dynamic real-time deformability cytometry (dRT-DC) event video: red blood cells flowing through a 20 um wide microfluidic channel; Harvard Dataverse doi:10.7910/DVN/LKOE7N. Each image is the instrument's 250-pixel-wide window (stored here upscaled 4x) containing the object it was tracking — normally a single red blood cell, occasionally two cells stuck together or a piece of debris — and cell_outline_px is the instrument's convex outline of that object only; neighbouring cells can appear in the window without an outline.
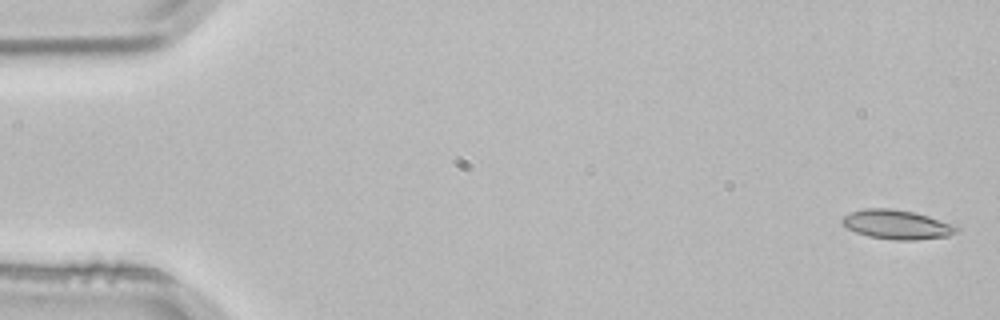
{"species": "common noctule bat (a hibernating species)", "species_latin": "Nyctalus noctula", "temperature_condition": "room temperature", "stored_images_in_passage": 4, "camera_frame_rate_fps": 3000, "um_per_image_px": 0.085, "animal": {"sex": "male", "body_mass_g": 21.5, "forearm_length_mm": 52.0}, "frame": {"image": 1, "passage_image": 1, "time_ms": 0.0, "image_size_px": [1000, 320], "cell_outline_px": [[960, 228], [956, 232], [948, 236], [912, 240], [896, 240], [868, 236], [856, 232], [848, 228], [840, 220], [844, 216], [852, 212], [864, 208], [892, 208], [912, 212], [928, 216], [956, 224]], "centroid_in_image_um": [76.26, 19.08], "position_along_channel_um": 8.7, "area_um2": 19.42}}
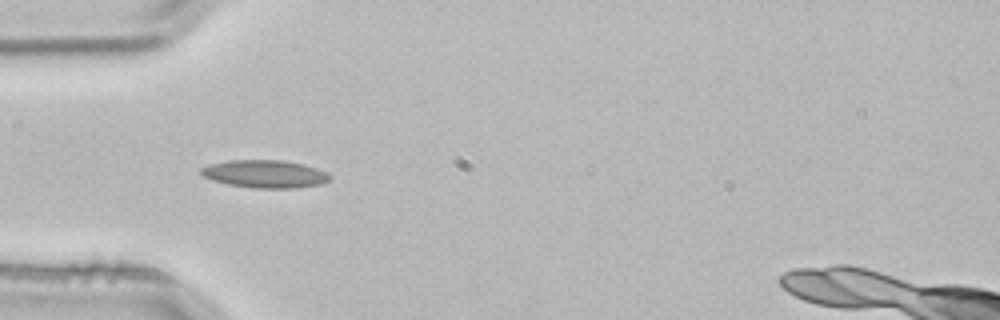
{"frame": {"image": 2, "passage_image": 4, "time_ms": 1.0, "image_size_px": [1000, 320], "cell_outline_px": [[332, 176], [328, 180], [320, 184], [296, 188], [252, 188], [228, 184], [212, 180], [204, 176], [200, 172], [200, 168], [208, 164], [228, 160], [284, 160], [316, 168], [328, 172]], "centroid_in_image_um": [22.5, 14.78], "position_along_channel_um": 62.5, "area_um2": 20.87}}